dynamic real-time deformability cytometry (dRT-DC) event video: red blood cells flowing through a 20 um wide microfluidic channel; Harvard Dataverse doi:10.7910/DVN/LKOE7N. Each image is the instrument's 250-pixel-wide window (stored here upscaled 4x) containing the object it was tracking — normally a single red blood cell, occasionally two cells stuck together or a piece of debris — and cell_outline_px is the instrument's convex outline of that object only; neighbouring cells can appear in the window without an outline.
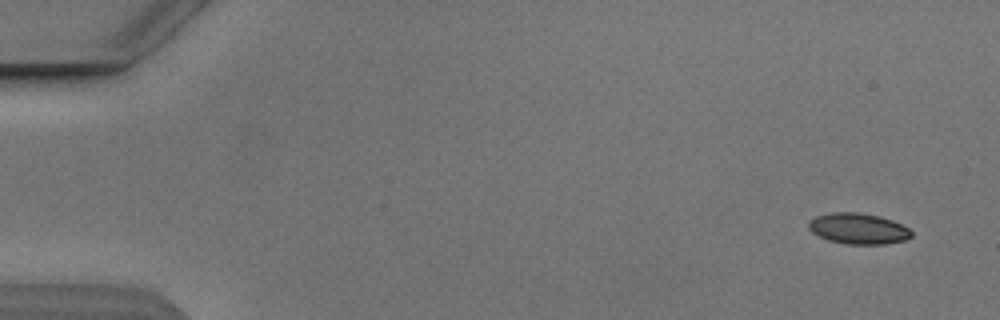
{"species": "Egyptian fruit bat (a non-hibernating species)", "species_latin": "Rousettus aegyptiacus", "temperature_condition": "cold", "stored_images_in_passage": 5, "camera_frame_rate_fps": 3000, "um_per_image_px": 0.085, "animal": {"sex": "male"}, "frame": {"image": 1, "passage_image": 1, "time_ms": 0.0, "image_size_px": [1000, 320], "cell_outline_px": [[912, 236], [904, 240], [884, 244], [844, 244], [828, 240], [812, 232], [808, 228], [808, 220], [816, 216], [832, 212], [860, 212], [880, 216], [892, 220], [908, 228], [912, 232]], "centroid_in_image_um": [72.93, 19.42], "position_along_channel_um": 12.1, "area_um2": 18.55}}
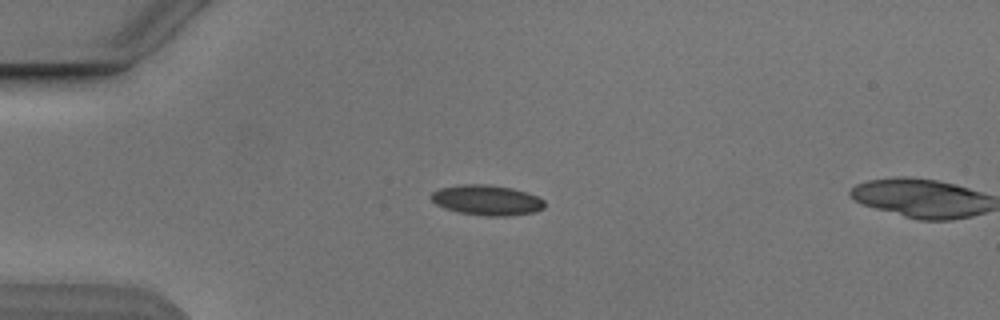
{"frame": {"image": 2, "passage_image": 4, "time_ms": 3.667, "image_size_px": [1000, 320], "cell_outline_px": [[544, 208], [536, 212], [508, 216], [484, 216], [460, 212], [444, 208], [436, 204], [432, 200], [432, 192], [440, 188], [460, 184], [488, 184], [512, 188], [536, 196], [544, 200]], "centroid_in_image_um": [41.39, 17.01], "position_along_channel_um": 43.6, "area_um2": 19.94}}